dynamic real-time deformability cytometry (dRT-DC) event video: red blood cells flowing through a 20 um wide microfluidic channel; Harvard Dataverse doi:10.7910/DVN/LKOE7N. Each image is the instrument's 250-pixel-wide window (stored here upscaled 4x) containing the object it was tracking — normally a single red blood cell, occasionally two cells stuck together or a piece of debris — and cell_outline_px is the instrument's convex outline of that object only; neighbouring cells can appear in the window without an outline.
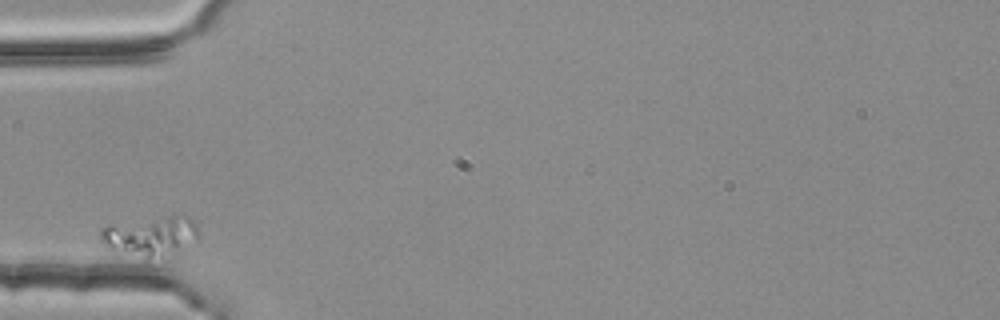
{"species": "common noctule bat (a hibernating species)", "species_latin": "Nyctalus noctula", "temperature_condition": "room temperature", "stored_images_in_passage": 2, "camera_frame_rate_fps": 3000, "um_per_image_px": 0.085, "animal": {"sex": "female", "body_mass_g": 25.1}, "frame": {"image": 1, "passage_image": 1, "time_ms": 0.0, "image_size_px": [1000, 320], "cell_outline_px": [[196, 240], [148, 260], [144, 260], [112, 252], [100, 240], [100, 228], [112, 224], [168, 216], [188, 216], [196, 224]], "centroid_in_image_um": [12.65, 20.08], "position_along_channel_um": 72.3, "area_um2": 22.2}}
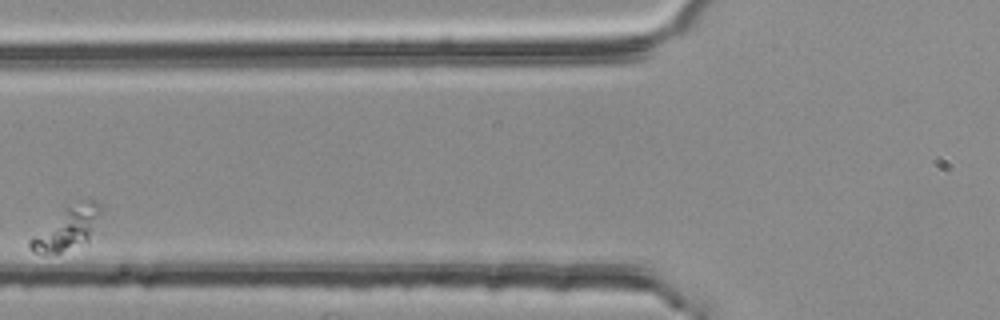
{"frame": {"image": 2, "passage_image": 2, "time_ms": 0.333, "image_size_px": [1000, 320], "cell_outline_px": [[100, 212], [88, 240], [60, 252], [32, 252], [28, 248], [28, 240], [64, 208], [80, 200], [92, 200], [100, 204]], "centroid_in_image_um": [5.67, 19.39], "position_along_channel_um": 120.1, "area_um2": 16.7}}